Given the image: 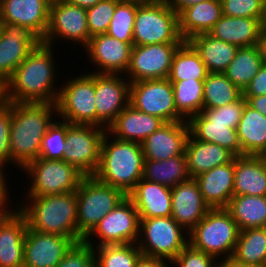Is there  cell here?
Returning a JSON list of instances; mask_svg holds the SVG:
<instances>
[{
  "label": "cell",
  "instance_id": "obj_30",
  "mask_svg": "<svg viewBox=\"0 0 266 267\" xmlns=\"http://www.w3.org/2000/svg\"><path fill=\"white\" fill-rule=\"evenodd\" d=\"M223 16L222 4L216 0H205L184 9L178 15L179 33L184 41L208 33Z\"/></svg>",
  "mask_w": 266,
  "mask_h": 267
},
{
  "label": "cell",
  "instance_id": "obj_36",
  "mask_svg": "<svg viewBox=\"0 0 266 267\" xmlns=\"http://www.w3.org/2000/svg\"><path fill=\"white\" fill-rule=\"evenodd\" d=\"M232 259L238 263L266 267V227L241 230Z\"/></svg>",
  "mask_w": 266,
  "mask_h": 267
},
{
  "label": "cell",
  "instance_id": "obj_11",
  "mask_svg": "<svg viewBox=\"0 0 266 267\" xmlns=\"http://www.w3.org/2000/svg\"><path fill=\"white\" fill-rule=\"evenodd\" d=\"M78 75L59 85L57 116L70 124L96 126L95 73Z\"/></svg>",
  "mask_w": 266,
  "mask_h": 267
},
{
  "label": "cell",
  "instance_id": "obj_4",
  "mask_svg": "<svg viewBox=\"0 0 266 267\" xmlns=\"http://www.w3.org/2000/svg\"><path fill=\"white\" fill-rule=\"evenodd\" d=\"M19 211L28 227L42 233L62 235L78 242L76 191L19 199ZM25 200V201H24Z\"/></svg>",
  "mask_w": 266,
  "mask_h": 267
},
{
  "label": "cell",
  "instance_id": "obj_16",
  "mask_svg": "<svg viewBox=\"0 0 266 267\" xmlns=\"http://www.w3.org/2000/svg\"><path fill=\"white\" fill-rule=\"evenodd\" d=\"M181 44L133 45L130 64L124 76L130 83L168 78L174 53Z\"/></svg>",
  "mask_w": 266,
  "mask_h": 267
},
{
  "label": "cell",
  "instance_id": "obj_14",
  "mask_svg": "<svg viewBox=\"0 0 266 267\" xmlns=\"http://www.w3.org/2000/svg\"><path fill=\"white\" fill-rule=\"evenodd\" d=\"M106 129L66 122V147L63 160L85 176H92L100 161L101 144Z\"/></svg>",
  "mask_w": 266,
  "mask_h": 267
},
{
  "label": "cell",
  "instance_id": "obj_39",
  "mask_svg": "<svg viewBox=\"0 0 266 267\" xmlns=\"http://www.w3.org/2000/svg\"><path fill=\"white\" fill-rule=\"evenodd\" d=\"M243 91L224 73H208L203 86V109L217 108L238 101Z\"/></svg>",
  "mask_w": 266,
  "mask_h": 267
},
{
  "label": "cell",
  "instance_id": "obj_22",
  "mask_svg": "<svg viewBox=\"0 0 266 267\" xmlns=\"http://www.w3.org/2000/svg\"><path fill=\"white\" fill-rule=\"evenodd\" d=\"M171 217L188 233L204 218L210 207L204 202L194 178L171 187Z\"/></svg>",
  "mask_w": 266,
  "mask_h": 267
},
{
  "label": "cell",
  "instance_id": "obj_12",
  "mask_svg": "<svg viewBox=\"0 0 266 267\" xmlns=\"http://www.w3.org/2000/svg\"><path fill=\"white\" fill-rule=\"evenodd\" d=\"M139 227V213L132 200L127 196L102 218L84 241L92 248L137 243L140 237ZM92 238L98 241H94Z\"/></svg>",
  "mask_w": 266,
  "mask_h": 267
},
{
  "label": "cell",
  "instance_id": "obj_55",
  "mask_svg": "<svg viewBox=\"0 0 266 267\" xmlns=\"http://www.w3.org/2000/svg\"><path fill=\"white\" fill-rule=\"evenodd\" d=\"M256 47L258 48L263 64L266 65V32L261 31Z\"/></svg>",
  "mask_w": 266,
  "mask_h": 267
},
{
  "label": "cell",
  "instance_id": "obj_8",
  "mask_svg": "<svg viewBox=\"0 0 266 267\" xmlns=\"http://www.w3.org/2000/svg\"><path fill=\"white\" fill-rule=\"evenodd\" d=\"M178 14L166 0L142 2L137 7L133 27V45L183 43Z\"/></svg>",
  "mask_w": 266,
  "mask_h": 267
},
{
  "label": "cell",
  "instance_id": "obj_40",
  "mask_svg": "<svg viewBox=\"0 0 266 267\" xmlns=\"http://www.w3.org/2000/svg\"><path fill=\"white\" fill-rule=\"evenodd\" d=\"M173 85L174 102L177 113L185 120L203 110L204 80L170 81Z\"/></svg>",
  "mask_w": 266,
  "mask_h": 267
},
{
  "label": "cell",
  "instance_id": "obj_51",
  "mask_svg": "<svg viewBox=\"0 0 266 267\" xmlns=\"http://www.w3.org/2000/svg\"><path fill=\"white\" fill-rule=\"evenodd\" d=\"M171 262L161 258H150L141 256L135 267H170Z\"/></svg>",
  "mask_w": 266,
  "mask_h": 267
},
{
  "label": "cell",
  "instance_id": "obj_54",
  "mask_svg": "<svg viewBox=\"0 0 266 267\" xmlns=\"http://www.w3.org/2000/svg\"><path fill=\"white\" fill-rule=\"evenodd\" d=\"M168 5L179 15L184 9L205 0H166Z\"/></svg>",
  "mask_w": 266,
  "mask_h": 267
},
{
  "label": "cell",
  "instance_id": "obj_62",
  "mask_svg": "<svg viewBox=\"0 0 266 267\" xmlns=\"http://www.w3.org/2000/svg\"><path fill=\"white\" fill-rule=\"evenodd\" d=\"M260 156L266 158V150Z\"/></svg>",
  "mask_w": 266,
  "mask_h": 267
},
{
  "label": "cell",
  "instance_id": "obj_58",
  "mask_svg": "<svg viewBox=\"0 0 266 267\" xmlns=\"http://www.w3.org/2000/svg\"><path fill=\"white\" fill-rule=\"evenodd\" d=\"M215 267H236V261L232 258L228 260H218Z\"/></svg>",
  "mask_w": 266,
  "mask_h": 267
},
{
  "label": "cell",
  "instance_id": "obj_10",
  "mask_svg": "<svg viewBox=\"0 0 266 267\" xmlns=\"http://www.w3.org/2000/svg\"><path fill=\"white\" fill-rule=\"evenodd\" d=\"M139 236L137 245L142 256L169 262L189 243L188 232L171 216L140 218Z\"/></svg>",
  "mask_w": 266,
  "mask_h": 267
},
{
  "label": "cell",
  "instance_id": "obj_18",
  "mask_svg": "<svg viewBox=\"0 0 266 267\" xmlns=\"http://www.w3.org/2000/svg\"><path fill=\"white\" fill-rule=\"evenodd\" d=\"M40 43L41 39L30 29L0 23V79L6 82Z\"/></svg>",
  "mask_w": 266,
  "mask_h": 267
},
{
  "label": "cell",
  "instance_id": "obj_23",
  "mask_svg": "<svg viewBox=\"0 0 266 267\" xmlns=\"http://www.w3.org/2000/svg\"><path fill=\"white\" fill-rule=\"evenodd\" d=\"M188 135L187 121L165 122L141 143L144 159L163 161L185 155Z\"/></svg>",
  "mask_w": 266,
  "mask_h": 267
},
{
  "label": "cell",
  "instance_id": "obj_6",
  "mask_svg": "<svg viewBox=\"0 0 266 267\" xmlns=\"http://www.w3.org/2000/svg\"><path fill=\"white\" fill-rule=\"evenodd\" d=\"M239 232L237 223L226 208H210L188 233V242L217 260H228L233 256Z\"/></svg>",
  "mask_w": 266,
  "mask_h": 267
},
{
  "label": "cell",
  "instance_id": "obj_27",
  "mask_svg": "<svg viewBox=\"0 0 266 267\" xmlns=\"http://www.w3.org/2000/svg\"><path fill=\"white\" fill-rule=\"evenodd\" d=\"M185 156L187 170L191 178H195L216 166L228 164L236 157L228 149L215 143L199 141L190 133L186 141Z\"/></svg>",
  "mask_w": 266,
  "mask_h": 267
},
{
  "label": "cell",
  "instance_id": "obj_38",
  "mask_svg": "<svg viewBox=\"0 0 266 267\" xmlns=\"http://www.w3.org/2000/svg\"><path fill=\"white\" fill-rule=\"evenodd\" d=\"M207 74L208 71L199 54L184 41L174 53L168 80H204Z\"/></svg>",
  "mask_w": 266,
  "mask_h": 267
},
{
  "label": "cell",
  "instance_id": "obj_28",
  "mask_svg": "<svg viewBox=\"0 0 266 267\" xmlns=\"http://www.w3.org/2000/svg\"><path fill=\"white\" fill-rule=\"evenodd\" d=\"M233 192L234 195L266 196V158L235 157Z\"/></svg>",
  "mask_w": 266,
  "mask_h": 267
},
{
  "label": "cell",
  "instance_id": "obj_46",
  "mask_svg": "<svg viewBox=\"0 0 266 267\" xmlns=\"http://www.w3.org/2000/svg\"><path fill=\"white\" fill-rule=\"evenodd\" d=\"M56 267H95L94 249L84 240L76 242Z\"/></svg>",
  "mask_w": 266,
  "mask_h": 267
},
{
  "label": "cell",
  "instance_id": "obj_26",
  "mask_svg": "<svg viewBox=\"0 0 266 267\" xmlns=\"http://www.w3.org/2000/svg\"><path fill=\"white\" fill-rule=\"evenodd\" d=\"M204 202L210 208H226L233 197L234 160L216 166L194 178Z\"/></svg>",
  "mask_w": 266,
  "mask_h": 267
},
{
  "label": "cell",
  "instance_id": "obj_49",
  "mask_svg": "<svg viewBox=\"0 0 266 267\" xmlns=\"http://www.w3.org/2000/svg\"><path fill=\"white\" fill-rule=\"evenodd\" d=\"M260 95H266V65L264 64L243 91V96Z\"/></svg>",
  "mask_w": 266,
  "mask_h": 267
},
{
  "label": "cell",
  "instance_id": "obj_15",
  "mask_svg": "<svg viewBox=\"0 0 266 267\" xmlns=\"http://www.w3.org/2000/svg\"><path fill=\"white\" fill-rule=\"evenodd\" d=\"M129 104L164 122L185 121L177 113L173 85L168 78L131 82Z\"/></svg>",
  "mask_w": 266,
  "mask_h": 267
},
{
  "label": "cell",
  "instance_id": "obj_47",
  "mask_svg": "<svg viewBox=\"0 0 266 267\" xmlns=\"http://www.w3.org/2000/svg\"><path fill=\"white\" fill-rule=\"evenodd\" d=\"M217 259L187 244L171 262L172 267H215Z\"/></svg>",
  "mask_w": 266,
  "mask_h": 267
},
{
  "label": "cell",
  "instance_id": "obj_45",
  "mask_svg": "<svg viewBox=\"0 0 266 267\" xmlns=\"http://www.w3.org/2000/svg\"><path fill=\"white\" fill-rule=\"evenodd\" d=\"M266 0H223V15L262 20Z\"/></svg>",
  "mask_w": 266,
  "mask_h": 267
},
{
  "label": "cell",
  "instance_id": "obj_13",
  "mask_svg": "<svg viewBox=\"0 0 266 267\" xmlns=\"http://www.w3.org/2000/svg\"><path fill=\"white\" fill-rule=\"evenodd\" d=\"M64 38V39H63ZM86 9L63 0H52L49 24L42 43L54 46L56 42L68 40L78 48H85L90 41ZM82 45V46H81Z\"/></svg>",
  "mask_w": 266,
  "mask_h": 267
},
{
  "label": "cell",
  "instance_id": "obj_61",
  "mask_svg": "<svg viewBox=\"0 0 266 267\" xmlns=\"http://www.w3.org/2000/svg\"><path fill=\"white\" fill-rule=\"evenodd\" d=\"M135 1H139V2H155L158 0H135Z\"/></svg>",
  "mask_w": 266,
  "mask_h": 267
},
{
  "label": "cell",
  "instance_id": "obj_48",
  "mask_svg": "<svg viewBox=\"0 0 266 267\" xmlns=\"http://www.w3.org/2000/svg\"><path fill=\"white\" fill-rule=\"evenodd\" d=\"M12 103H5L0 108V162L11 165L10 161V127Z\"/></svg>",
  "mask_w": 266,
  "mask_h": 267
},
{
  "label": "cell",
  "instance_id": "obj_21",
  "mask_svg": "<svg viewBox=\"0 0 266 267\" xmlns=\"http://www.w3.org/2000/svg\"><path fill=\"white\" fill-rule=\"evenodd\" d=\"M51 1L0 0V23L26 27L42 40L49 24Z\"/></svg>",
  "mask_w": 266,
  "mask_h": 267
},
{
  "label": "cell",
  "instance_id": "obj_17",
  "mask_svg": "<svg viewBox=\"0 0 266 267\" xmlns=\"http://www.w3.org/2000/svg\"><path fill=\"white\" fill-rule=\"evenodd\" d=\"M96 126L105 128L129 105L130 81L120 74L95 73Z\"/></svg>",
  "mask_w": 266,
  "mask_h": 267
},
{
  "label": "cell",
  "instance_id": "obj_29",
  "mask_svg": "<svg viewBox=\"0 0 266 267\" xmlns=\"http://www.w3.org/2000/svg\"><path fill=\"white\" fill-rule=\"evenodd\" d=\"M26 217L18 210L0 229V267L24 266Z\"/></svg>",
  "mask_w": 266,
  "mask_h": 267
},
{
  "label": "cell",
  "instance_id": "obj_44",
  "mask_svg": "<svg viewBox=\"0 0 266 267\" xmlns=\"http://www.w3.org/2000/svg\"><path fill=\"white\" fill-rule=\"evenodd\" d=\"M120 1L121 0H101L95 6L86 9L90 37L107 32L116 5Z\"/></svg>",
  "mask_w": 266,
  "mask_h": 267
},
{
  "label": "cell",
  "instance_id": "obj_41",
  "mask_svg": "<svg viewBox=\"0 0 266 267\" xmlns=\"http://www.w3.org/2000/svg\"><path fill=\"white\" fill-rule=\"evenodd\" d=\"M95 267H135L142 256L137 243L95 247Z\"/></svg>",
  "mask_w": 266,
  "mask_h": 267
},
{
  "label": "cell",
  "instance_id": "obj_59",
  "mask_svg": "<svg viewBox=\"0 0 266 267\" xmlns=\"http://www.w3.org/2000/svg\"><path fill=\"white\" fill-rule=\"evenodd\" d=\"M261 31L266 32V3L264 6L263 17L261 20Z\"/></svg>",
  "mask_w": 266,
  "mask_h": 267
},
{
  "label": "cell",
  "instance_id": "obj_1",
  "mask_svg": "<svg viewBox=\"0 0 266 267\" xmlns=\"http://www.w3.org/2000/svg\"><path fill=\"white\" fill-rule=\"evenodd\" d=\"M54 48L41 42L15 69L5 82L6 102L56 104L60 86Z\"/></svg>",
  "mask_w": 266,
  "mask_h": 267
},
{
  "label": "cell",
  "instance_id": "obj_9",
  "mask_svg": "<svg viewBox=\"0 0 266 267\" xmlns=\"http://www.w3.org/2000/svg\"><path fill=\"white\" fill-rule=\"evenodd\" d=\"M30 178L25 196H46L76 191L85 177L75 166L64 160L38 157L22 170Z\"/></svg>",
  "mask_w": 266,
  "mask_h": 267
},
{
  "label": "cell",
  "instance_id": "obj_60",
  "mask_svg": "<svg viewBox=\"0 0 266 267\" xmlns=\"http://www.w3.org/2000/svg\"><path fill=\"white\" fill-rule=\"evenodd\" d=\"M236 267H261V266L236 262Z\"/></svg>",
  "mask_w": 266,
  "mask_h": 267
},
{
  "label": "cell",
  "instance_id": "obj_35",
  "mask_svg": "<svg viewBox=\"0 0 266 267\" xmlns=\"http://www.w3.org/2000/svg\"><path fill=\"white\" fill-rule=\"evenodd\" d=\"M143 178L168 187L189 180L186 156L177 155L163 161L144 159Z\"/></svg>",
  "mask_w": 266,
  "mask_h": 267
},
{
  "label": "cell",
  "instance_id": "obj_20",
  "mask_svg": "<svg viewBox=\"0 0 266 267\" xmlns=\"http://www.w3.org/2000/svg\"><path fill=\"white\" fill-rule=\"evenodd\" d=\"M74 243L69 237L28 227L24 241V267H56Z\"/></svg>",
  "mask_w": 266,
  "mask_h": 267
},
{
  "label": "cell",
  "instance_id": "obj_52",
  "mask_svg": "<svg viewBox=\"0 0 266 267\" xmlns=\"http://www.w3.org/2000/svg\"><path fill=\"white\" fill-rule=\"evenodd\" d=\"M247 104L266 117V95L243 96Z\"/></svg>",
  "mask_w": 266,
  "mask_h": 267
},
{
  "label": "cell",
  "instance_id": "obj_53",
  "mask_svg": "<svg viewBox=\"0 0 266 267\" xmlns=\"http://www.w3.org/2000/svg\"><path fill=\"white\" fill-rule=\"evenodd\" d=\"M4 167H8V166L6 164L0 162V201H9L11 194L8 191H10L11 189H9V187H8V183H7L8 182L7 181L8 178H7V176L5 178V175H7V174L5 172L6 170H4L6 168H4Z\"/></svg>",
  "mask_w": 266,
  "mask_h": 267
},
{
  "label": "cell",
  "instance_id": "obj_33",
  "mask_svg": "<svg viewBox=\"0 0 266 267\" xmlns=\"http://www.w3.org/2000/svg\"><path fill=\"white\" fill-rule=\"evenodd\" d=\"M237 134L241 156H260L266 150V117L246 103Z\"/></svg>",
  "mask_w": 266,
  "mask_h": 267
},
{
  "label": "cell",
  "instance_id": "obj_19",
  "mask_svg": "<svg viewBox=\"0 0 266 267\" xmlns=\"http://www.w3.org/2000/svg\"><path fill=\"white\" fill-rule=\"evenodd\" d=\"M132 47L131 44L119 41L106 33L91 37L84 48L85 56L90 58H87V61L93 63L91 67L95 68L93 72H89L125 75L130 64Z\"/></svg>",
  "mask_w": 266,
  "mask_h": 267
},
{
  "label": "cell",
  "instance_id": "obj_31",
  "mask_svg": "<svg viewBox=\"0 0 266 267\" xmlns=\"http://www.w3.org/2000/svg\"><path fill=\"white\" fill-rule=\"evenodd\" d=\"M260 33L261 21L259 19L225 15L208 32L212 37L239 48L255 46Z\"/></svg>",
  "mask_w": 266,
  "mask_h": 267
},
{
  "label": "cell",
  "instance_id": "obj_50",
  "mask_svg": "<svg viewBox=\"0 0 266 267\" xmlns=\"http://www.w3.org/2000/svg\"><path fill=\"white\" fill-rule=\"evenodd\" d=\"M9 203L11 204V201H0V229L19 210V202L15 203L13 210L8 207Z\"/></svg>",
  "mask_w": 266,
  "mask_h": 267
},
{
  "label": "cell",
  "instance_id": "obj_43",
  "mask_svg": "<svg viewBox=\"0 0 266 267\" xmlns=\"http://www.w3.org/2000/svg\"><path fill=\"white\" fill-rule=\"evenodd\" d=\"M65 147L66 122L60 119H55L42 138L39 157L52 160H63Z\"/></svg>",
  "mask_w": 266,
  "mask_h": 267
},
{
  "label": "cell",
  "instance_id": "obj_57",
  "mask_svg": "<svg viewBox=\"0 0 266 267\" xmlns=\"http://www.w3.org/2000/svg\"><path fill=\"white\" fill-rule=\"evenodd\" d=\"M6 102V87L5 82L0 79V108L5 104Z\"/></svg>",
  "mask_w": 266,
  "mask_h": 267
},
{
  "label": "cell",
  "instance_id": "obj_56",
  "mask_svg": "<svg viewBox=\"0 0 266 267\" xmlns=\"http://www.w3.org/2000/svg\"><path fill=\"white\" fill-rule=\"evenodd\" d=\"M69 4L77 5L82 8H90L95 6L97 3H99L101 0H63Z\"/></svg>",
  "mask_w": 266,
  "mask_h": 267
},
{
  "label": "cell",
  "instance_id": "obj_37",
  "mask_svg": "<svg viewBox=\"0 0 266 267\" xmlns=\"http://www.w3.org/2000/svg\"><path fill=\"white\" fill-rule=\"evenodd\" d=\"M262 65L263 61L256 45L241 47L223 73L234 85L244 91Z\"/></svg>",
  "mask_w": 266,
  "mask_h": 267
},
{
  "label": "cell",
  "instance_id": "obj_3",
  "mask_svg": "<svg viewBox=\"0 0 266 267\" xmlns=\"http://www.w3.org/2000/svg\"><path fill=\"white\" fill-rule=\"evenodd\" d=\"M143 168L142 144L119 140L106 131L101 144L100 161L92 176L128 195L143 178Z\"/></svg>",
  "mask_w": 266,
  "mask_h": 267
},
{
  "label": "cell",
  "instance_id": "obj_5",
  "mask_svg": "<svg viewBox=\"0 0 266 267\" xmlns=\"http://www.w3.org/2000/svg\"><path fill=\"white\" fill-rule=\"evenodd\" d=\"M242 96L238 101L211 109H203L190 118L187 123L189 133L199 141L215 143L241 156L237 126L246 104Z\"/></svg>",
  "mask_w": 266,
  "mask_h": 267
},
{
  "label": "cell",
  "instance_id": "obj_34",
  "mask_svg": "<svg viewBox=\"0 0 266 267\" xmlns=\"http://www.w3.org/2000/svg\"><path fill=\"white\" fill-rule=\"evenodd\" d=\"M226 209L240 231L266 227V196L233 195Z\"/></svg>",
  "mask_w": 266,
  "mask_h": 267
},
{
  "label": "cell",
  "instance_id": "obj_7",
  "mask_svg": "<svg viewBox=\"0 0 266 267\" xmlns=\"http://www.w3.org/2000/svg\"><path fill=\"white\" fill-rule=\"evenodd\" d=\"M78 242L83 241L127 195L118 188L85 176L76 190Z\"/></svg>",
  "mask_w": 266,
  "mask_h": 267
},
{
  "label": "cell",
  "instance_id": "obj_24",
  "mask_svg": "<svg viewBox=\"0 0 266 267\" xmlns=\"http://www.w3.org/2000/svg\"><path fill=\"white\" fill-rule=\"evenodd\" d=\"M127 196L135 205L139 218L171 216V187L142 178Z\"/></svg>",
  "mask_w": 266,
  "mask_h": 267
},
{
  "label": "cell",
  "instance_id": "obj_2",
  "mask_svg": "<svg viewBox=\"0 0 266 267\" xmlns=\"http://www.w3.org/2000/svg\"><path fill=\"white\" fill-rule=\"evenodd\" d=\"M57 115L56 104L12 103L9 146L15 168L22 170L39 157L42 138Z\"/></svg>",
  "mask_w": 266,
  "mask_h": 267
},
{
  "label": "cell",
  "instance_id": "obj_32",
  "mask_svg": "<svg viewBox=\"0 0 266 267\" xmlns=\"http://www.w3.org/2000/svg\"><path fill=\"white\" fill-rule=\"evenodd\" d=\"M187 42L199 54L208 73H223L239 49L238 46L216 39L208 33L195 35Z\"/></svg>",
  "mask_w": 266,
  "mask_h": 267
},
{
  "label": "cell",
  "instance_id": "obj_42",
  "mask_svg": "<svg viewBox=\"0 0 266 267\" xmlns=\"http://www.w3.org/2000/svg\"><path fill=\"white\" fill-rule=\"evenodd\" d=\"M141 3L135 0H121L116 5L106 34L133 46L135 15Z\"/></svg>",
  "mask_w": 266,
  "mask_h": 267
},
{
  "label": "cell",
  "instance_id": "obj_25",
  "mask_svg": "<svg viewBox=\"0 0 266 267\" xmlns=\"http://www.w3.org/2000/svg\"><path fill=\"white\" fill-rule=\"evenodd\" d=\"M164 123L159 117L140 112L129 104L108 127L107 132L119 140L142 143Z\"/></svg>",
  "mask_w": 266,
  "mask_h": 267
}]
</instances>
